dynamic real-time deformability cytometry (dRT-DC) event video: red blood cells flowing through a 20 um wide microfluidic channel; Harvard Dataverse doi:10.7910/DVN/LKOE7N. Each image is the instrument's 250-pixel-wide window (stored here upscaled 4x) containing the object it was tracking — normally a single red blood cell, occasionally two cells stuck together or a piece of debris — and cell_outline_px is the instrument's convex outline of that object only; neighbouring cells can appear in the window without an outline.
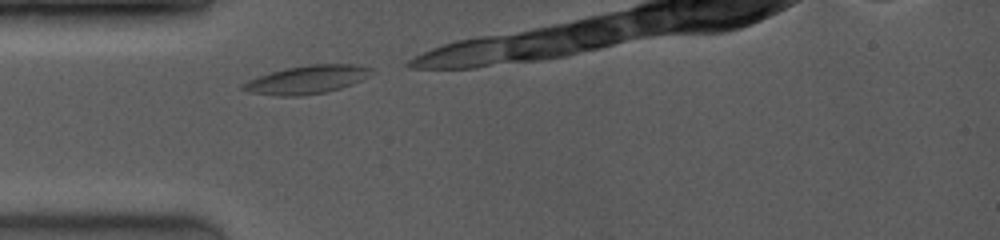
{"species": "common noctule bat (a hibernating species)", "species_latin": "Nyctalus noctula", "temperature_condition": "room temperature", "stored_images_in_passage": 10, "camera_frame_rate_fps": 4000, "um_per_image_px": 0.085, "animal": {"sex": "female", "body_mass_g": 19.0, "forearm_length_mm": 53.3}, "frame": {"image": 1, "passage_image": 1, "time_ms": 0.0, "image_size_px": [1000, 240], "cell_outline_px": [[376, 72], [352, 84], [328, 92], [300, 96], [276, 96], [244, 92], [240, 88], [248, 80], [272, 72], [288, 68], [312, 64], [352, 64], [372, 68]], "centroid_in_image_um": [26.09, 6.78], "position_along_channel_um": 58.9, "area_um2": 21.15}}
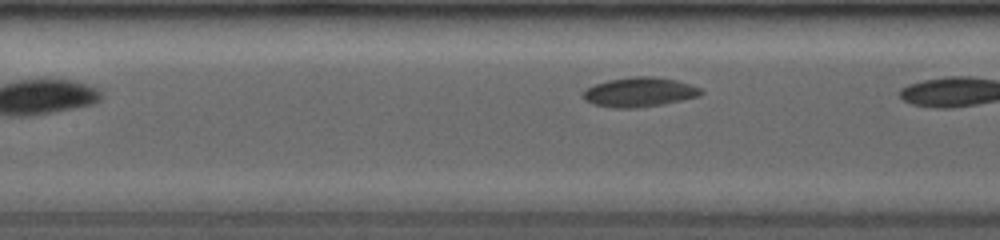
{"frame": {"image": 2, "passage_image": 9, "time_ms": 2.0, "image_size_px": [1000, 240], "cell_outline_px": [[704, 92], [700, 96], [664, 104], [636, 108], [612, 108], [592, 104], [584, 100], [580, 96], [588, 88], [596, 84], [608, 80], [640, 76], [648, 76], [676, 80], [700, 88]], "centroid_in_image_um": [54.33, 7.85], "position_along_channel_um": 153.1, "area_um2": 20.17}}